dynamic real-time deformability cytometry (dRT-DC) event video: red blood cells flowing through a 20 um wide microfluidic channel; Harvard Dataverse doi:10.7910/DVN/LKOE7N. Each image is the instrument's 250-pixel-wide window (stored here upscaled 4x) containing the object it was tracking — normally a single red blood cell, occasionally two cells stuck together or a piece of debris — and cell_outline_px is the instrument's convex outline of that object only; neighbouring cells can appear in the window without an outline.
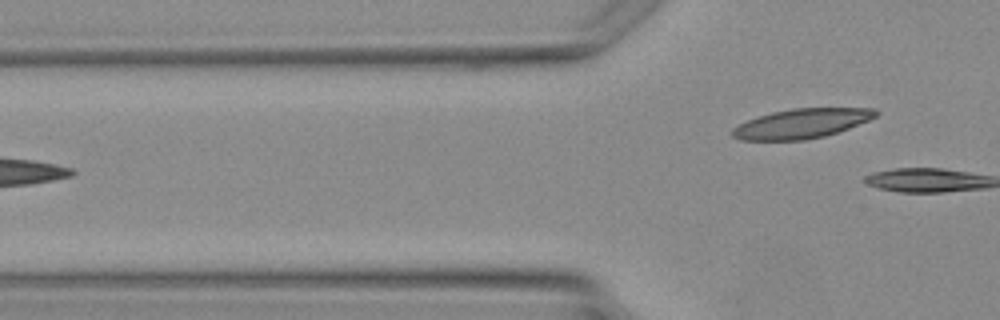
{"species": "Egyptian fruit bat (a non-hibernating species)", "species_latin": "Rousettus aegyptiacus", "temperature_condition": "warm", "stored_images_in_passage": 2, "camera_frame_rate_fps": 3000, "um_per_image_px": 0.085, "animal": {"sex": "female"}, "frame": {"image": 1, "passage_image": 2, "time_ms": 1.333, "image_size_px": [1000, 320], "cell_outline_px": [[880, 112], [876, 116], [868, 120], [848, 128], [824, 136], [804, 140], [740, 140], [732, 136], [732, 128], [756, 116], [772, 112], [792, 108], [876, 108]], "centroid_in_image_um": [68.12, 10.49], "position_along_channel_um": 57.7, "area_um2": 24.62}}